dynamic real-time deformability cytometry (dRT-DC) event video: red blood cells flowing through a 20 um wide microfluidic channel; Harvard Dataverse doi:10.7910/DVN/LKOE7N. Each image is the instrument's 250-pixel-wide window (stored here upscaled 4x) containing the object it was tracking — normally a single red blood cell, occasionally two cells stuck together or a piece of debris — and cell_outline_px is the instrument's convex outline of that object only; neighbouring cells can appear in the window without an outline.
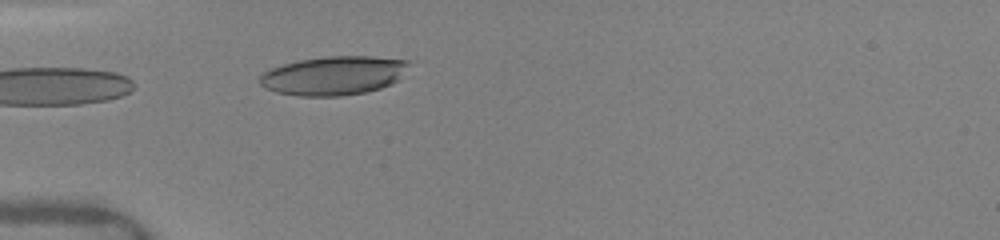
{"species": "human", "species_latin": "Homo sapiens", "temperature_condition": "warm", "stored_images_in_passage": 14, "camera_frame_rate_fps": 3000, "um_per_image_px": 0.085, "donor": {"sex": "female"}, "frame": {"image": 1, "passage_image": 1, "time_ms": 0.0, "image_size_px": [1000, 240], "cell_outline_px": [[408, 64], [400, 80], [392, 84], [380, 88], [364, 92], [340, 96], [300, 96], [276, 92], [264, 88], [260, 84], [260, 76], [264, 72], [272, 68], [284, 64], [300, 60], [328, 56], [372, 56], [408, 60]], "centroid_in_image_um": [28.37, 6.43], "position_along_channel_um": 56.6, "area_um2": 33.7}}
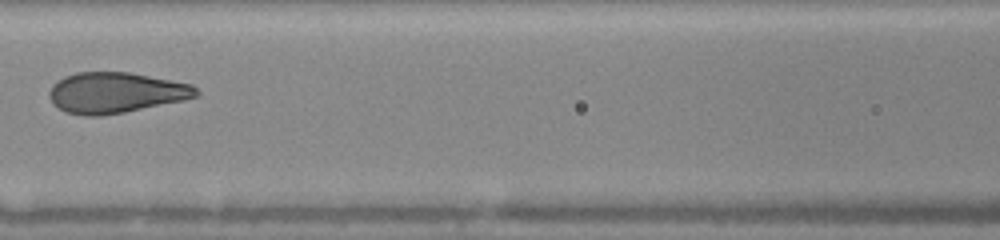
{"frame": {"image": 2, "passage_image": 6, "time_ms": 2.667, "image_size_px": [1000, 240], "cell_outline_px": [[200, 96], [184, 100], [124, 112], [100, 116], [84, 116], [64, 112], [52, 104], [48, 96], [48, 92], [52, 84], [56, 80], [64, 76], [76, 72], [128, 72], [192, 84], [200, 92]], "centroid_in_image_um": [9.79, 7.88], "position_along_channel_um": 156.8, "area_um2": 35.14}}
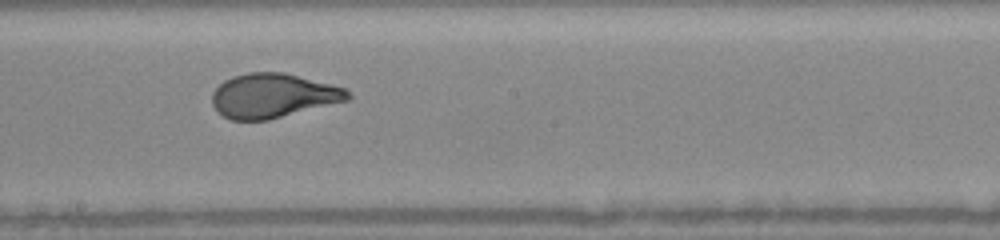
{"frame": {"image": 3, "passage_image": 9, "time_ms": 4.333, "image_size_px": [1000, 240], "cell_outline_px": [[352, 100], [268, 120], [228, 120], [216, 112], [212, 104], [212, 92], [224, 80], [248, 72], [284, 72], [344, 88], [352, 96]], "centroid_in_image_um": [23.2, 8.15], "position_along_channel_um": 225.0, "area_um2": 35.26}}